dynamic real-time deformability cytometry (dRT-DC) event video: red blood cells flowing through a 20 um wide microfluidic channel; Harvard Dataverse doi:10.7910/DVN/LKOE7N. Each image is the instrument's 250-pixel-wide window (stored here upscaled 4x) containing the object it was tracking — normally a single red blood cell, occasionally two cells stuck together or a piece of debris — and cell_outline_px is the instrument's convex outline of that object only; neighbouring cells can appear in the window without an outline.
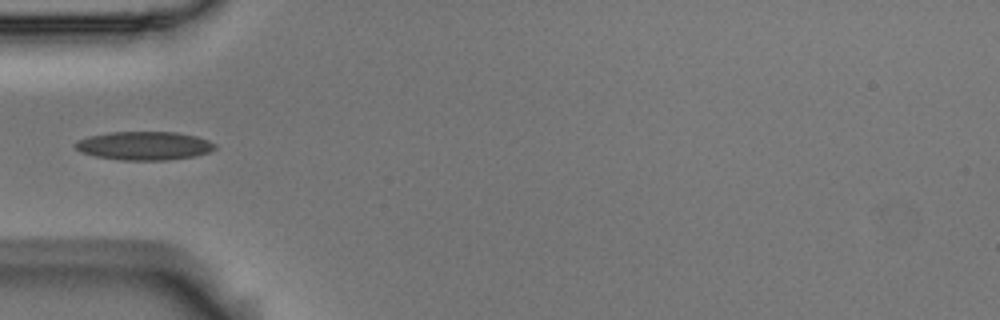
{"species": "Egyptian fruit bat (a non-hibernating species)", "species_latin": "Rousettus aegyptiacus", "temperature_condition": "room temperature", "stored_images_in_passage": 7, "camera_frame_rate_fps": 3000, "um_per_image_px": 0.085, "animal": {"sex": "male"}, "frame": {"image": 1, "passage_image": 5, "time_ms": 1.333, "image_size_px": [1000, 320], "cell_outline_px": [[216, 148], [208, 152], [196, 156], [168, 160], [120, 160], [96, 156], [80, 152], [72, 144], [76, 140], [88, 136], [108, 132], [176, 132], [196, 136], [208, 140], [216, 144]], "centroid_in_image_um": [12.23, 12.38], "position_along_channel_um": 72.8, "area_um2": 23.41}}
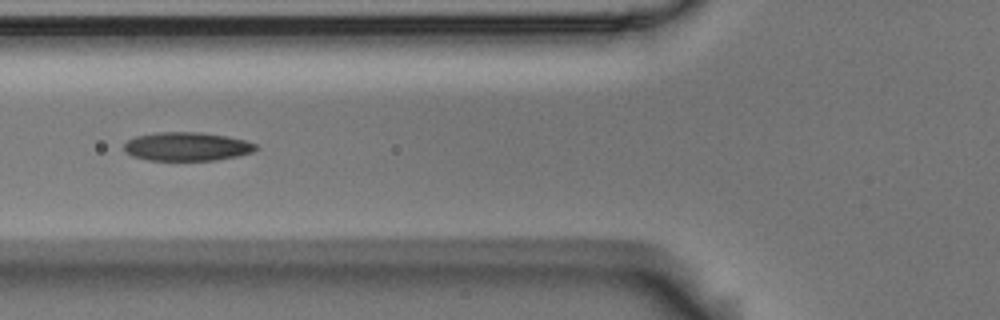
{"frame": {"image": 2, "passage_image": 6, "time_ms": 1.667, "image_size_px": [1000, 320], "cell_outline_px": [[260, 148], [252, 152], [236, 156], [216, 160], [148, 160], [132, 156], [124, 152], [124, 144], [128, 140], [136, 136], [156, 132], [200, 132], [228, 136], [244, 140], [256, 144]], "centroid_in_image_um": [15.88, 12.45], "position_along_channel_um": 109.9, "area_um2": 22.08}}
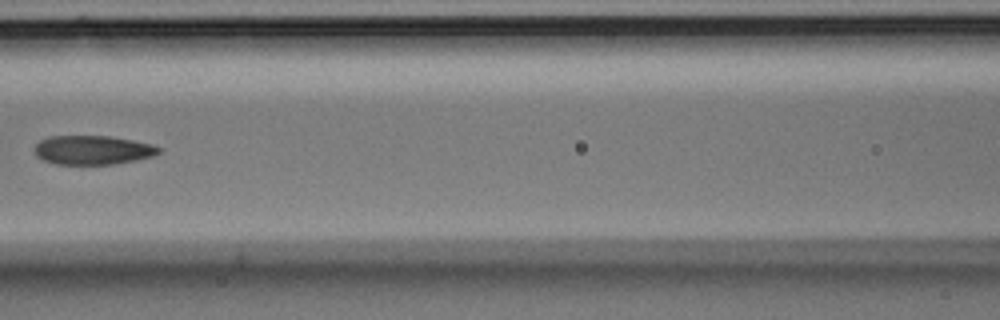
{"frame": {"image": 3, "passage_image": 7, "time_ms": 2.0, "image_size_px": [1000, 320], "cell_outline_px": [[160, 152], [152, 156], [136, 160], [112, 164], [56, 164], [44, 160], [36, 156], [36, 144], [40, 140], [52, 136], [108, 136], [132, 140], [152, 144], [160, 148]], "centroid_in_image_um": [7.88, 12.75], "position_along_channel_um": 158.7, "area_um2": 20.81}}